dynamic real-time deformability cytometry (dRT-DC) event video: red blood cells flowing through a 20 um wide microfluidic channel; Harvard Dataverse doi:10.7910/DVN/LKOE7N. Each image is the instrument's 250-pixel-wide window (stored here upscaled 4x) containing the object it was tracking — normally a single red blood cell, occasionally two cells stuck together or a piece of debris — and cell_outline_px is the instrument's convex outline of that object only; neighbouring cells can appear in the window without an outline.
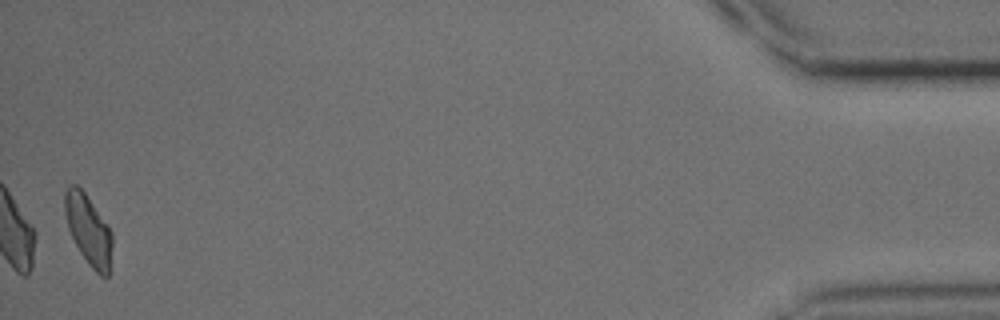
{"species": "common noctule bat (a hibernating species)", "species_latin": "Nyctalus noctula", "temperature_condition": "cold", "stored_images_in_passage": 42, "camera_frame_rate_fps": 3000, "um_per_image_px": 0.085, "animal": {"sex": "male", "body_mass_g": 15.6}, "frame": {"image": 1, "passage_image": 42, "time_ms": 13.667, "image_size_px": [1000, 320], "cell_outline_px": [[112, 244], [108, 276], [100, 276], [88, 264], [80, 252], [68, 228], [64, 212], [64, 192], [68, 184], [76, 184], [84, 192], [112, 232]], "centroid_in_image_um": [7.49, 19.52], "position_along_channel_um": 427.7, "area_um2": 19.13}}